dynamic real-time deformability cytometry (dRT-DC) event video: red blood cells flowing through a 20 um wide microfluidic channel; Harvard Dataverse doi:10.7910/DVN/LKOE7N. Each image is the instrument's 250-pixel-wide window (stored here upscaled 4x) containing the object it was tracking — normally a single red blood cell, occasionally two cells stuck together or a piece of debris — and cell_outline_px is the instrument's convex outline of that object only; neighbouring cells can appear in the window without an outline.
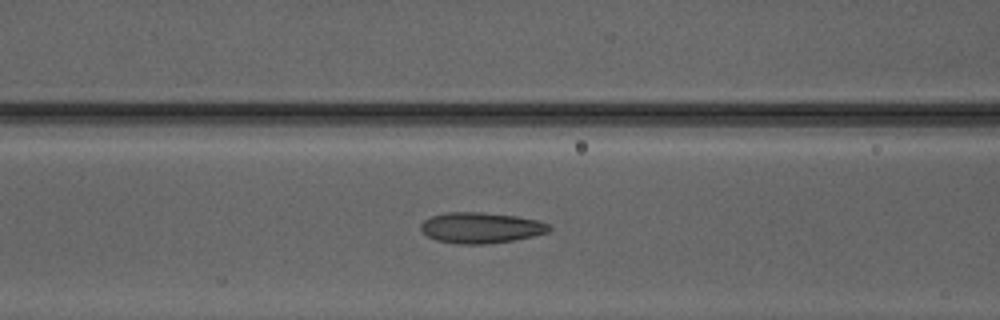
{"species": "Egyptian fruit bat (a non-hibernating species)", "species_latin": "Rousettus aegyptiacus", "temperature_condition": "warm", "stored_images_in_passage": 43, "camera_frame_rate_fps": 3000, "um_per_image_px": 0.085, "animal": {"sex": "male"}, "frame": {"image": 1, "passage_image": 15, "time_ms": 4.667, "image_size_px": [1000, 320], "cell_outline_px": [[552, 228], [548, 232], [532, 236], [512, 240], [484, 244], [460, 244], [436, 240], [428, 236], [420, 228], [420, 224], [424, 220], [432, 216], [448, 212], [484, 212], [516, 216], [540, 220], [548, 224]], "centroid_in_image_um": [40.89, 19.35], "position_along_channel_um": 125.7, "area_um2": 22.95}}
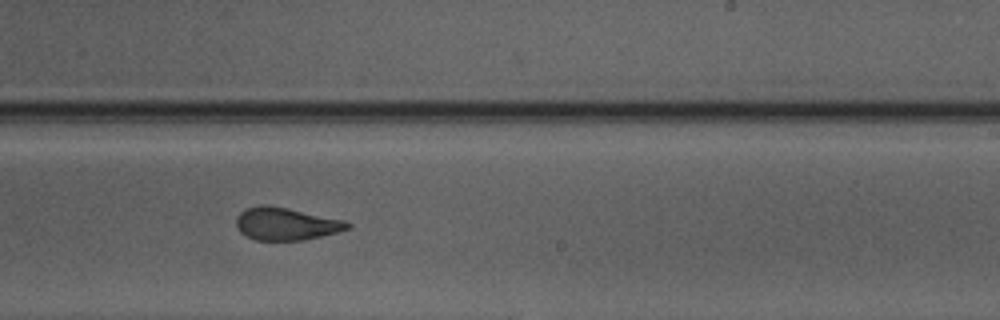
{"frame": {"image": 2, "passage_image": 25, "time_ms": 8.0, "image_size_px": [1000, 320], "cell_outline_px": [[352, 228], [304, 240], [256, 240], [240, 232], [236, 228], [236, 216], [244, 208], [260, 204], [268, 204], [288, 208], [344, 220], [352, 224]], "centroid_in_image_um": [24.28, 19.01], "position_along_channel_um": 264.7, "area_um2": 21.27}}
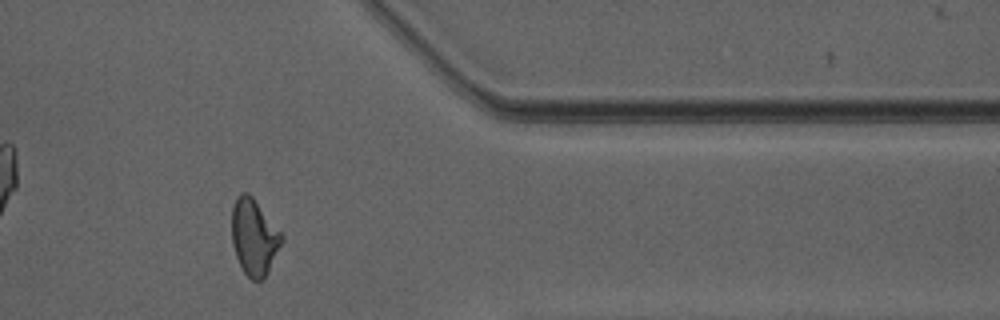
{"frame": {"image": 3, "passage_image": 35, "time_ms": 11.333, "image_size_px": [1000, 320], "cell_outline_px": [[284, 240], [264, 280], [252, 280], [244, 272], [236, 256], [232, 244], [232, 208], [236, 196], [240, 192], [248, 192], [252, 196], [284, 236]], "centroid_in_image_um": [21.6, 20.15], "position_along_channel_um": 389.8, "area_um2": 22.2}, "authors_computed_cell_mechanics": {"area_um2": 22.0218, "velocity_mm_per_s": 4.1899, "shape_relaxation_time_tau1_ms": null, "shape_relaxation_time_tau2_ms": 1.4314, "deformation_change_tau1": null, "deformation_change_tau2": 0.0754}}